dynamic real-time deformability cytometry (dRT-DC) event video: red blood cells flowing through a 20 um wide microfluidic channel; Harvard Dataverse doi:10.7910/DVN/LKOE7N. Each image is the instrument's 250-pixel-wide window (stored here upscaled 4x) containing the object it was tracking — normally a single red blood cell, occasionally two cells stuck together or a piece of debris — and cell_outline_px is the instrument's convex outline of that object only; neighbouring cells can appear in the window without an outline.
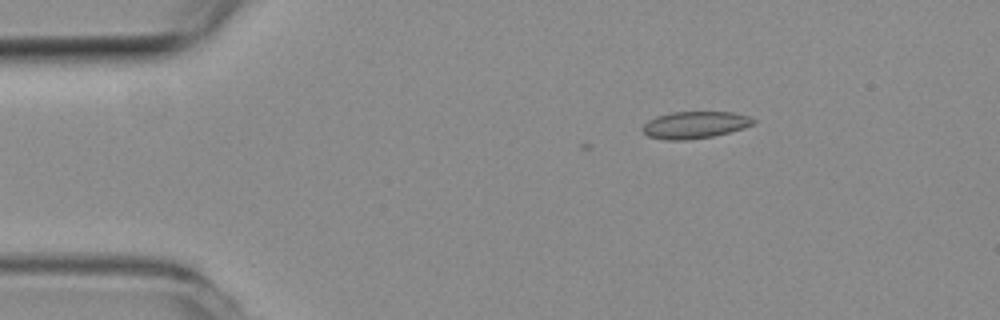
{"species": "common noctule bat (a hibernating species)", "species_latin": "Nyctalus noctula", "temperature_condition": "room temperature", "stored_images_in_passage": 4, "camera_frame_rate_fps": 3000, "um_per_image_px": 0.085, "animal": {"sex": "female", "body_mass_g": 19.3, "forearm_length_mm": 54.1}, "frame": {"image": 1, "passage_image": 1, "time_ms": 0.0, "image_size_px": [1000, 320], "cell_outline_px": [[756, 120], [752, 124], [744, 128], [712, 136], [688, 140], [664, 140], [648, 136], [640, 128], [648, 120], [656, 116], [672, 112], [732, 112], [748, 116]], "centroid_in_image_um": [59.02, 10.62], "position_along_channel_um": 26.0, "area_um2": 17.4}}